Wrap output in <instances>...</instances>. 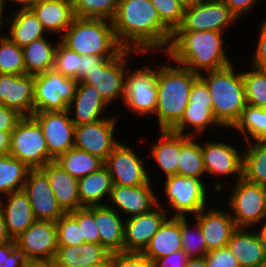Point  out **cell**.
Returning <instances> with one entry per match:
<instances>
[{"mask_svg":"<svg viewBox=\"0 0 266 267\" xmlns=\"http://www.w3.org/2000/svg\"><path fill=\"white\" fill-rule=\"evenodd\" d=\"M111 21L123 49L144 54L154 49L166 51L170 44L172 32L150 0H120Z\"/></svg>","mask_w":266,"mask_h":267,"instance_id":"1","label":"cell"},{"mask_svg":"<svg viewBox=\"0 0 266 267\" xmlns=\"http://www.w3.org/2000/svg\"><path fill=\"white\" fill-rule=\"evenodd\" d=\"M222 33L174 31L166 52L171 61L197 74L225 68L232 63L224 51Z\"/></svg>","mask_w":266,"mask_h":267,"instance_id":"2","label":"cell"},{"mask_svg":"<svg viewBox=\"0 0 266 267\" xmlns=\"http://www.w3.org/2000/svg\"><path fill=\"white\" fill-rule=\"evenodd\" d=\"M199 74L180 65H161L157 70L156 114L160 130H170L182 117L188 106L194 81Z\"/></svg>","mask_w":266,"mask_h":267,"instance_id":"3","label":"cell"},{"mask_svg":"<svg viewBox=\"0 0 266 267\" xmlns=\"http://www.w3.org/2000/svg\"><path fill=\"white\" fill-rule=\"evenodd\" d=\"M206 73L199 77L210 91L213 114L222 127H233L247 106L242 73H235L232 64Z\"/></svg>","mask_w":266,"mask_h":267,"instance_id":"4","label":"cell"},{"mask_svg":"<svg viewBox=\"0 0 266 267\" xmlns=\"http://www.w3.org/2000/svg\"><path fill=\"white\" fill-rule=\"evenodd\" d=\"M63 34L59 41L80 56L99 55L109 59L123 49L116 39L111 20L75 17Z\"/></svg>","mask_w":266,"mask_h":267,"instance_id":"5","label":"cell"},{"mask_svg":"<svg viewBox=\"0 0 266 267\" xmlns=\"http://www.w3.org/2000/svg\"><path fill=\"white\" fill-rule=\"evenodd\" d=\"M9 154L30 169L42 168L53 161L49 157L42 128L32 116H23L16 124L11 133Z\"/></svg>","mask_w":266,"mask_h":267,"instance_id":"6","label":"cell"},{"mask_svg":"<svg viewBox=\"0 0 266 267\" xmlns=\"http://www.w3.org/2000/svg\"><path fill=\"white\" fill-rule=\"evenodd\" d=\"M34 113L67 111L78 81L54 68L34 76Z\"/></svg>","mask_w":266,"mask_h":267,"instance_id":"7","label":"cell"},{"mask_svg":"<svg viewBox=\"0 0 266 267\" xmlns=\"http://www.w3.org/2000/svg\"><path fill=\"white\" fill-rule=\"evenodd\" d=\"M229 206L237 228H249L266 220V186L236 179ZM259 222V223H258Z\"/></svg>","mask_w":266,"mask_h":267,"instance_id":"8","label":"cell"},{"mask_svg":"<svg viewBox=\"0 0 266 267\" xmlns=\"http://www.w3.org/2000/svg\"><path fill=\"white\" fill-rule=\"evenodd\" d=\"M14 241L32 266L51 264L58 248L56 223L36 220Z\"/></svg>","mask_w":266,"mask_h":267,"instance_id":"9","label":"cell"},{"mask_svg":"<svg viewBox=\"0 0 266 267\" xmlns=\"http://www.w3.org/2000/svg\"><path fill=\"white\" fill-rule=\"evenodd\" d=\"M237 19L222 0H200L186 5L182 23L175 31L225 32Z\"/></svg>","mask_w":266,"mask_h":267,"instance_id":"10","label":"cell"},{"mask_svg":"<svg viewBox=\"0 0 266 267\" xmlns=\"http://www.w3.org/2000/svg\"><path fill=\"white\" fill-rule=\"evenodd\" d=\"M132 52L136 51L122 49L115 57L106 59L101 65L90 71L81 82L95 87L108 104L119 96L124 99L126 58Z\"/></svg>","mask_w":266,"mask_h":267,"instance_id":"11","label":"cell"},{"mask_svg":"<svg viewBox=\"0 0 266 267\" xmlns=\"http://www.w3.org/2000/svg\"><path fill=\"white\" fill-rule=\"evenodd\" d=\"M165 181V195L176 211L173 217H185L186 213L194 216L206 208V189L200 179L175 174Z\"/></svg>","mask_w":266,"mask_h":267,"instance_id":"12","label":"cell"},{"mask_svg":"<svg viewBox=\"0 0 266 267\" xmlns=\"http://www.w3.org/2000/svg\"><path fill=\"white\" fill-rule=\"evenodd\" d=\"M125 75V96L123 102L129 110L146 115L156 112L157 70L150 67L138 68Z\"/></svg>","mask_w":266,"mask_h":267,"instance_id":"13","label":"cell"},{"mask_svg":"<svg viewBox=\"0 0 266 267\" xmlns=\"http://www.w3.org/2000/svg\"><path fill=\"white\" fill-rule=\"evenodd\" d=\"M67 111L36 112L31 116L42 128L49 157L56 160L61 154L74 147L75 125Z\"/></svg>","mask_w":266,"mask_h":267,"instance_id":"14","label":"cell"},{"mask_svg":"<svg viewBox=\"0 0 266 267\" xmlns=\"http://www.w3.org/2000/svg\"><path fill=\"white\" fill-rule=\"evenodd\" d=\"M116 119L107 117L99 121L75 125L74 147L105 162L111 151L120 143L114 138Z\"/></svg>","mask_w":266,"mask_h":267,"instance_id":"15","label":"cell"},{"mask_svg":"<svg viewBox=\"0 0 266 267\" xmlns=\"http://www.w3.org/2000/svg\"><path fill=\"white\" fill-rule=\"evenodd\" d=\"M36 220L56 222L66 212L58 204L47 175L40 169H30L23 186Z\"/></svg>","mask_w":266,"mask_h":267,"instance_id":"16","label":"cell"},{"mask_svg":"<svg viewBox=\"0 0 266 267\" xmlns=\"http://www.w3.org/2000/svg\"><path fill=\"white\" fill-rule=\"evenodd\" d=\"M142 161L132 148L120 142L108 155L104 165L109 170L113 184L140 186L150 180Z\"/></svg>","mask_w":266,"mask_h":267,"instance_id":"17","label":"cell"},{"mask_svg":"<svg viewBox=\"0 0 266 267\" xmlns=\"http://www.w3.org/2000/svg\"><path fill=\"white\" fill-rule=\"evenodd\" d=\"M151 211L124 220V252L142 253L168 218L159 204Z\"/></svg>","mask_w":266,"mask_h":267,"instance_id":"18","label":"cell"},{"mask_svg":"<svg viewBox=\"0 0 266 267\" xmlns=\"http://www.w3.org/2000/svg\"><path fill=\"white\" fill-rule=\"evenodd\" d=\"M34 75L0 74V104L22 116L34 113Z\"/></svg>","mask_w":266,"mask_h":267,"instance_id":"19","label":"cell"},{"mask_svg":"<svg viewBox=\"0 0 266 267\" xmlns=\"http://www.w3.org/2000/svg\"><path fill=\"white\" fill-rule=\"evenodd\" d=\"M150 181L140 186L113 184L109 199L129 218L151 211L158 205V198Z\"/></svg>","mask_w":266,"mask_h":267,"instance_id":"20","label":"cell"},{"mask_svg":"<svg viewBox=\"0 0 266 267\" xmlns=\"http://www.w3.org/2000/svg\"><path fill=\"white\" fill-rule=\"evenodd\" d=\"M194 217L202 229L208 252L227 246L237 228L232 216L222 210L210 209L205 212L203 208Z\"/></svg>","mask_w":266,"mask_h":267,"instance_id":"21","label":"cell"},{"mask_svg":"<svg viewBox=\"0 0 266 267\" xmlns=\"http://www.w3.org/2000/svg\"><path fill=\"white\" fill-rule=\"evenodd\" d=\"M241 154V155H240ZM243 153L222 142H207L202 145L204 168L207 173L218 175H234L242 178Z\"/></svg>","mask_w":266,"mask_h":267,"instance_id":"22","label":"cell"},{"mask_svg":"<svg viewBox=\"0 0 266 267\" xmlns=\"http://www.w3.org/2000/svg\"><path fill=\"white\" fill-rule=\"evenodd\" d=\"M40 169L47 175L53 194L66 213L83 207L78 195V178L71 176L55 160Z\"/></svg>","mask_w":266,"mask_h":267,"instance_id":"23","label":"cell"},{"mask_svg":"<svg viewBox=\"0 0 266 267\" xmlns=\"http://www.w3.org/2000/svg\"><path fill=\"white\" fill-rule=\"evenodd\" d=\"M114 206H94V221H97V229L100 244L111 254L124 252V221Z\"/></svg>","mask_w":266,"mask_h":267,"instance_id":"24","label":"cell"},{"mask_svg":"<svg viewBox=\"0 0 266 267\" xmlns=\"http://www.w3.org/2000/svg\"><path fill=\"white\" fill-rule=\"evenodd\" d=\"M102 262H111V253L100 243H82L58 246L51 263L54 267H87Z\"/></svg>","mask_w":266,"mask_h":267,"instance_id":"25","label":"cell"},{"mask_svg":"<svg viewBox=\"0 0 266 267\" xmlns=\"http://www.w3.org/2000/svg\"><path fill=\"white\" fill-rule=\"evenodd\" d=\"M108 105L95 87L80 81L77 84L75 95L68 105V110L72 113L71 109L75 108V117L72 116L71 120L74 125H80L107 118L101 115Z\"/></svg>","mask_w":266,"mask_h":267,"instance_id":"26","label":"cell"},{"mask_svg":"<svg viewBox=\"0 0 266 267\" xmlns=\"http://www.w3.org/2000/svg\"><path fill=\"white\" fill-rule=\"evenodd\" d=\"M247 231V228H236L227 247L240 267H258L266 262V248L258 233Z\"/></svg>","mask_w":266,"mask_h":267,"instance_id":"27","label":"cell"},{"mask_svg":"<svg viewBox=\"0 0 266 267\" xmlns=\"http://www.w3.org/2000/svg\"><path fill=\"white\" fill-rule=\"evenodd\" d=\"M6 197L8 199L6 204L0 200V210L9 235L14 240L31 226L36 221V218L30 201L23 190L9 193Z\"/></svg>","mask_w":266,"mask_h":267,"instance_id":"28","label":"cell"},{"mask_svg":"<svg viewBox=\"0 0 266 267\" xmlns=\"http://www.w3.org/2000/svg\"><path fill=\"white\" fill-rule=\"evenodd\" d=\"M30 9L49 33H64L76 17L71 0H39Z\"/></svg>","mask_w":266,"mask_h":267,"instance_id":"29","label":"cell"},{"mask_svg":"<svg viewBox=\"0 0 266 267\" xmlns=\"http://www.w3.org/2000/svg\"><path fill=\"white\" fill-rule=\"evenodd\" d=\"M181 242L180 217L168 216L142 254L154 262L158 258L182 250Z\"/></svg>","mask_w":266,"mask_h":267,"instance_id":"30","label":"cell"},{"mask_svg":"<svg viewBox=\"0 0 266 267\" xmlns=\"http://www.w3.org/2000/svg\"><path fill=\"white\" fill-rule=\"evenodd\" d=\"M113 187L112 177L104 165L99 170L78 179V195L83 207L105 205L100 202L110 197Z\"/></svg>","mask_w":266,"mask_h":267,"instance_id":"31","label":"cell"},{"mask_svg":"<svg viewBox=\"0 0 266 267\" xmlns=\"http://www.w3.org/2000/svg\"><path fill=\"white\" fill-rule=\"evenodd\" d=\"M10 20L6 19L7 22L11 23L9 27L10 36L5 35L19 47L23 48L44 37L43 34L46 30L30 8H19L15 12L14 18Z\"/></svg>","mask_w":266,"mask_h":267,"instance_id":"32","label":"cell"},{"mask_svg":"<svg viewBox=\"0 0 266 267\" xmlns=\"http://www.w3.org/2000/svg\"><path fill=\"white\" fill-rule=\"evenodd\" d=\"M161 139L152 145L151 154L167 177L177 174L180 153V134L161 129Z\"/></svg>","mask_w":266,"mask_h":267,"instance_id":"33","label":"cell"},{"mask_svg":"<svg viewBox=\"0 0 266 267\" xmlns=\"http://www.w3.org/2000/svg\"><path fill=\"white\" fill-rule=\"evenodd\" d=\"M57 44L53 45L43 37L23 47L26 73L35 76L53 69Z\"/></svg>","mask_w":266,"mask_h":267,"instance_id":"34","label":"cell"},{"mask_svg":"<svg viewBox=\"0 0 266 267\" xmlns=\"http://www.w3.org/2000/svg\"><path fill=\"white\" fill-rule=\"evenodd\" d=\"M206 171L203 163L202 144L194 142L188 133L180 134V153L177 174L201 179Z\"/></svg>","mask_w":266,"mask_h":267,"instance_id":"35","label":"cell"},{"mask_svg":"<svg viewBox=\"0 0 266 267\" xmlns=\"http://www.w3.org/2000/svg\"><path fill=\"white\" fill-rule=\"evenodd\" d=\"M55 161L71 176L78 179L104 166L102 159L76 147L61 154Z\"/></svg>","mask_w":266,"mask_h":267,"instance_id":"36","label":"cell"},{"mask_svg":"<svg viewBox=\"0 0 266 267\" xmlns=\"http://www.w3.org/2000/svg\"><path fill=\"white\" fill-rule=\"evenodd\" d=\"M242 152V177L252 183L266 186V141H250ZM252 143V144H251Z\"/></svg>","mask_w":266,"mask_h":267,"instance_id":"37","label":"cell"},{"mask_svg":"<svg viewBox=\"0 0 266 267\" xmlns=\"http://www.w3.org/2000/svg\"><path fill=\"white\" fill-rule=\"evenodd\" d=\"M30 168L10 154L0 156V193L23 190Z\"/></svg>","mask_w":266,"mask_h":267,"instance_id":"38","label":"cell"},{"mask_svg":"<svg viewBox=\"0 0 266 267\" xmlns=\"http://www.w3.org/2000/svg\"><path fill=\"white\" fill-rule=\"evenodd\" d=\"M212 124L222 126L215 118L212 107H207V104H188L181 119L170 130L184 134L185 127L190 125L195 131L193 130V133L190 132L188 135L194 137L196 132L202 133Z\"/></svg>","mask_w":266,"mask_h":267,"instance_id":"39","label":"cell"},{"mask_svg":"<svg viewBox=\"0 0 266 267\" xmlns=\"http://www.w3.org/2000/svg\"><path fill=\"white\" fill-rule=\"evenodd\" d=\"M232 128L242 133L245 142L250 141V137L255 141H266V109L247 104Z\"/></svg>","mask_w":266,"mask_h":267,"instance_id":"40","label":"cell"},{"mask_svg":"<svg viewBox=\"0 0 266 267\" xmlns=\"http://www.w3.org/2000/svg\"><path fill=\"white\" fill-rule=\"evenodd\" d=\"M0 74H27L23 49L6 35L0 37Z\"/></svg>","mask_w":266,"mask_h":267,"instance_id":"41","label":"cell"},{"mask_svg":"<svg viewBox=\"0 0 266 267\" xmlns=\"http://www.w3.org/2000/svg\"><path fill=\"white\" fill-rule=\"evenodd\" d=\"M120 0H71L76 17L112 20Z\"/></svg>","mask_w":266,"mask_h":267,"instance_id":"42","label":"cell"},{"mask_svg":"<svg viewBox=\"0 0 266 267\" xmlns=\"http://www.w3.org/2000/svg\"><path fill=\"white\" fill-rule=\"evenodd\" d=\"M242 77L247 104L266 109V71L252 66V71L243 72Z\"/></svg>","mask_w":266,"mask_h":267,"instance_id":"43","label":"cell"},{"mask_svg":"<svg viewBox=\"0 0 266 267\" xmlns=\"http://www.w3.org/2000/svg\"><path fill=\"white\" fill-rule=\"evenodd\" d=\"M186 219V216L180 217L181 248L189 258L205 257L208 251L202 229L198 222L195 221L196 231L191 230Z\"/></svg>","mask_w":266,"mask_h":267,"instance_id":"44","label":"cell"},{"mask_svg":"<svg viewBox=\"0 0 266 267\" xmlns=\"http://www.w3.org/2000/svg\"><path fill=\"white\" fill-rule=\"evenodd\" d=\"M161 22L173 33L182 23L186 4L181 0H150Z\"/></svg>","mask_w":266,"mask_h":267,"instance_id":"45","label":"cell"},{"mask_svg":"<svg viewBox=\"0 0 266 267\" xmlns=\"http://www.w3.org/2000/svg\"><path fill=\"white\" fill-rule=\"evenodd\" d=\"M81 56L65 47L60 41L55 51L54 69L63 76L74 78L78 81Z\"/></svg>","mask_w":266,"mask_h":267,"instance_id":"46","label":"cell"},{"mask_svg":"<svg viewBox=\"0 0 266 267\" xmlns=\"http://www.w3.org/2000/svg\"><path fill=\"white\" fill-rule=\"evenodd\" d=\"M58 246H72L85 243L81 238V226L69 214L65 213L56 222Z\"/></svg>","mask_w":266,"mask_h":267,"instance_id":"47","label":"cell"},{"mask_svg":"<svg viewBox=\"0 0 266 267\" xmlns=\"http://www.w3.org/2000/svg\"><path fill=\"white\" fill-rule=\"evenodd\" d=\"M81 226V238L85 243H100L97 221H94V206L82 207L68 212Z\"/></svg>","mask_w":266,"mask_h":267,"instance_id":"48","label":"cell"},{"mask_svg":"<svg viewBox=\"0 0 266 267\" xmlns=\"http://www.w3.org/2000/svg\"><path fill=\"white\" fill-rule=\"evenodd\" d=\"M0 267H33L16 247L15 241L0 245Z\"/></svg>","mask_w":266,"mask_h":267,"instance_id":"49","label":"cell"},{"mask_svg":"<svg viewBox=\"0 0 266 267\" xmlns=\"http://www.w3.org/2000/svg\"><path fill=\"white\" fill-rule=\"evenodd\" d=\"M110 267H154V263L137 252H120L111 254Z\"/></svg>","mask_w":266,"mask_h":267,"instance_id":"50","label":"cell"},{"mask_svg":"<svg viewBox=\"0 0 266 267\" xmlns=\"http://www.w3.org/2000/svg\"><path fill=\"white\" fill-rule=\"evenodd\" d=\"M205 259L207 267H240L227 246L208 252Z\"/></svg>","mask_w":266,"mask_h":267,"instance_id":"51","label":"cell"},{"mask_svg":"<svg viewBox=\"0 0 266 267\" xmlns=\"http://www.w3.org/2000/svg\"><path fill=\"white\" fill-rule=\"evenodd\" d=\"M188 104H207V107H212L210 91L200 77L192 85Z\"/></svg>","mask_w":266,"mask_h":267,"instance_id":"52","label":"cell"},{"mask_svg":"<svg viewBox=\"0 0 266 267\" xmlns=\"http://www.w3.org/2000/svg\"><path fill=\"white\" fill-rule=\"evenodd\" d=\"M260 27L257 49L251 65L259 70L266 71V21L263 24L261 23Z\"/></svg>","mask_w":266,"mask_h":267,"instance_id":"53","label":"cell"},{"mask_svg":"<svg viewBox=\"0 0 266 267\" xmlns=\"http://www.w3.org/2000/svg\"><path fill=\"white\" fill-rule=\"evenodd\" d=\"M22 117L16 110L0 104V131H13Z\"/></svg>","mask_w":266,"mask_h":267,"instance_id":"54","label":"cell"},{"mask_svg":"<svg viewBox=\"0 0 266 267\" xmlns=\"http://www.w3.org/2000/svg\"><path fill=\"white\" fill-rule=\"evenodd\" d=\"M189 257L183 251H175L168 256L156 259L154 263V267H185L186 262Z\"/></svg>","mask_w":266,"mask_h":267,"instance_id":"55","label":"cell"},{"mask_svg":"<svg viewBox=\"0 0 266 267\" xmlns=\"http://www.w3.org/2000/svg\"><path fill=\"white\" fill-rule=\"evenodd\" d=\"M106 58L99 55L81 56L80 68L78 71V82L82 81L90 71L101 65Z\"/></svg>","mask_w":266,"mask_h":267,"instance_id":"56","label":"cell"},{"mask_svg":"<svg viewBox=\"0 0 266 267\" xmlns=\"http://www.w3.org/2000/svg\"><path fill=\"white\" fill-rule=\"evenodd\" d=\"M232 11V13L238 18L241 17L243 13L249 12L253 8V5L257 0H222Z\"/></svg>","mask_w":266,"mask_h":267,"instance_id":"57","label":"cell"},{"mask_svg":"<svg viewBox=\"0 0 266 267\" xmlns=\"http://www.w3.org/2000/svg\"><path fill=\"white\" fill-rule=\"evenodd\" d=\"M12 131H0V156L9 154Z\"/></svg>","mask_w":266,"mask_h":267,"instance_id":"58","label":"cell"},{"mask_svg":"<svg viewBox=\"0 0 266 267\" xmlns=\"http://www.w3.org/2000/svg\"><path fill=\"white\" fill-rule=\"evenodd\" d=\"M13 239L10 237L9 232L7 230V226L4 221L3 214L0 210V245L7 244L11 242Z\"/></svg>","mask_w":266,"mask_h":267,"instance_id":"59","label":"cell"},{"mask_svg":"<svg viewBox=\"0 0 266 267\" xmlns=\"http://www.w3.org/2000/svg\"><path fill=\"white\" fill-rule=\"evenodd\" d=\"M185 267H207L205 257L201 258H189L185 264Z\"/></svg>","mask_w":266,"mask_h":267,"instance_id":"60","label":"cell"},{"mask_svg":"<svg viewBox=\"0 0 266 267\" xmlns=\"http://www.w3.org/2000/svg\"><path fill=\"white\" fill-rule=\"evenodd\" d=\"M14 3H18L19 5H22V9L31 8L33 5H35L39 0H11Z\"/></svg>","mask_w":266,"mask_h":267,"instance_id":"61","label":"cell"},{"mask_svg":"<svg viewBox=\"0 0 266 267\" xmlns=\"http://www.w3.org/2000/svg\"><path fill=\"white\" fill-rule=\"evenodd\" d=\"M258 234L262 240V243L265 245L266 248V223L263 225L262 229Z\"/></svg>","mask_w":266,"mask_h":267,"instance_id":"62","label":"cell"},{"mask_svg":"<svg viewBox=\"0 0 266 267\" xmlns=\"http://www.w3.org/2000/svg\"><path fill=\"white\" fill-rule=\"evenodd\" d=\"M3 6H4V3L0 1V29L2 26H4V23H6L2 19L3 18V9H4Z\"/></svg>","mask_w":266,"mask_h":267,"instance_id":"63","label":"cell"},{"mask_svg":"<svg viewBox=\"0 0 266 267\" xmlns=\"http://www.w3.org/2000/svg\"><path fill=\"white\" fill-rule=\"evenodd\" d=\"M87 267H110V262H102Z\"/></svg>","mask_w":266,"mask_h":267,"instance_id":"64","label":"cell"},{"mask_svg":"<svg viewBox=\"0 0 266 267\" xmlns=\"http://www.w3.org/2000/svg\"><path fill=\"white\" fill-rule=\"evenodd\" d=\"M184 4L188 5V4H192V3H196L199 2L200 0H181Z\"/></svg>","mask_w":266,"mask_h":267,"instance_id":"65","label":"cell"},{"mask_svg":"<svg viewBox=\"0 0 266 267\" xmlns=\"http://www.w3.org/2000/svg\"><path fill=\"white\" fill-rule=\"evenodd\" d=\"M33 267H54L52 264H39V265H35Z\"/></svg>","mask_w":266,"mask_h":267,"instance_id":"66","label":"cell"},{"mask_svg":"<svg viewBox=\"0 0 266 267\" xmlns=\"http://www.w3.org/2000/svg\"><path fill=\"white\" fill-rule=\"evenodd\" d=\"M258 267H266V262H263L261 265H259Z\"/></svg>","mask_w":266,"mask_h":267,"instance_id":"67","label":"cell"},{"mask_svg":"<svg viewBox=\"0 0 266 267\" xmlns=\"http://www.w3.org/2000/svg\"><path fill=\"white\" fill-rule=\"evenodd\" d=\"M1 2L5 3L4 1H11V0H0Z\"/></svg>","mask_w":266,"mask_h":267,"instance_id":"68","label":"cell"}]
</instances>
